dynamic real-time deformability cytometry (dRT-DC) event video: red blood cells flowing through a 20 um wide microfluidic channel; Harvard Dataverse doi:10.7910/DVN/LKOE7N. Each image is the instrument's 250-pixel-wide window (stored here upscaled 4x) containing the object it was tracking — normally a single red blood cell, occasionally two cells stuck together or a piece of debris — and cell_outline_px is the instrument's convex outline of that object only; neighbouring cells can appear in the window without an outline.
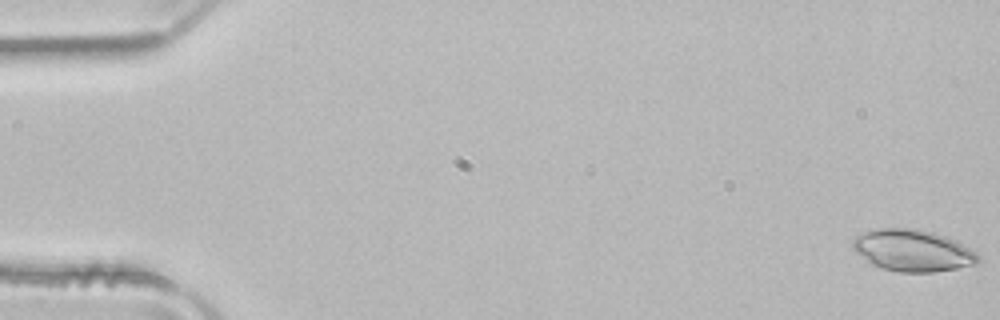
{"species": "common noctule bat (a hibernating species)", "species_latin": "Nyctalus noctula", "temperature_condition": "room temperature", "stored_images_in_passage": 51, "camera_frame_rate_fps": 3000, "um_per_image_px": 0.085, "animal": {"sex": "male", "body_mass_g": 21.5, "forearm_length_mm": 52.0}, "frame": {"image": 1, "passage_image": 1, "time_ms": 0.0, "image_size_px": [1000, 320], "cell_outline_px": [[980, 260], [976, 264], [956, 268], [932, 272], [900, 272], [884, 268], [872, 264], [856, 252], [852, 248], [852, 240], [856, 236], [864, 232], [876, 228], [912, 228], [932, 232], [956, 240], [976, 252], [980, 256]], "centroid_in_image_um": [77.58, 21.28], "position_along_channel_um": 7.4, "area_um2": 30.35}}
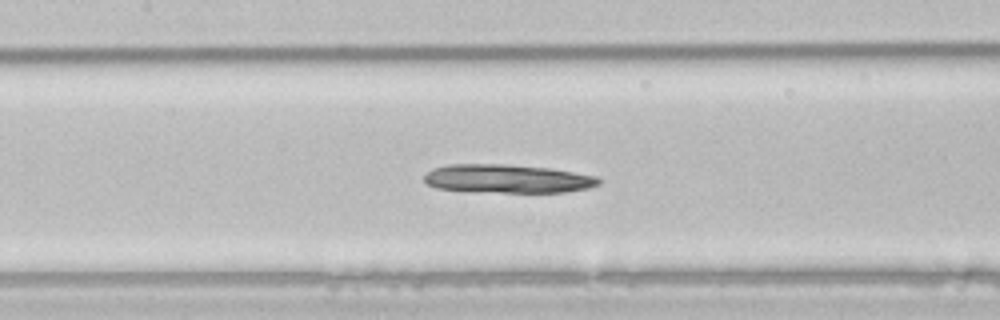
{"frame": {"image": 2, "passage_image": 24, "time_ms": 7.667, "image_size_px": [1000, 320], "cell_outline_px": [[600, 184], [588, 188], [564, 192], [464, 192], [436, 188], [424, 184], [424, 176], [432, 168], [448, 164], [508, 164], [548, 168], [596, 176], [600, 180]], "centroid_in_image_um": [43.04, 15.2], "position_along_channel_um": 164.4, "area_um2": 29.36}}
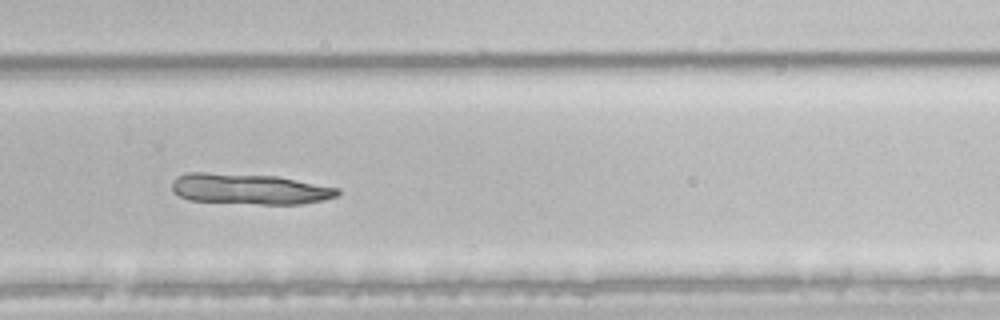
{"frame": {"image": 3, "passage_image": 35, "time_ms": 11.333, "image_size_px": [1000, 320], "cell_outline_px": [[340, 196], [324, 200], [300, 204], [260, 204], [188, 200], [180, 196], [172, 188], [172, 180], [188, 172], [204, 172], [276, 176], [340, 188]], "centroid_in_image_um": [21.25, 16.06], "position_along_channel_um": 308.5, "area_um2": 29.59}, "authors_computed_cell_mechanics": {"area_um2": 29.7092, "velocity_mm_per_s": 3.9503, "shape_relaxation_time_tau1_ms": 8.9283, "shape_relaxation_time_tau2_ms": null, "deformation_change_tau1": 0.0999, "deformation_change_tau2": null}}